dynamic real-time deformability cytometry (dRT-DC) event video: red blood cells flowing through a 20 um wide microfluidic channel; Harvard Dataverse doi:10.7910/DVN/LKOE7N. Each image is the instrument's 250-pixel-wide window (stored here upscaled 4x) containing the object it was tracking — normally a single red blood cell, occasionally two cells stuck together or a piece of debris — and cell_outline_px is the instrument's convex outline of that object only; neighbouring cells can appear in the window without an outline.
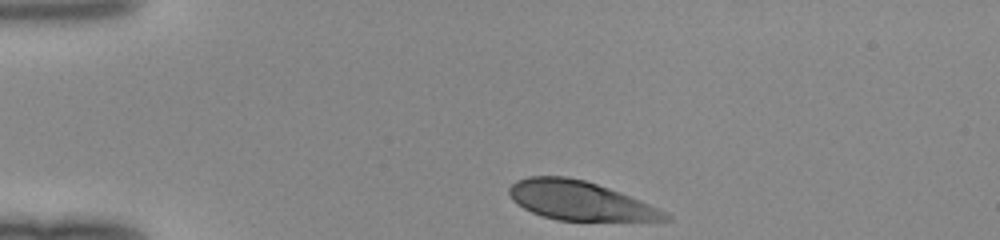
{"species": "human", "species_latin": "Homo sapiens", "temperature_condition": "room temperature", "stored_images_in_passage": 32, "camera_frame_rate_fps": 3000, "um_per_image_px": 0.085, "donor": {"sex": "female"}, "frame": {"image": 1, "passage_image": 1, "time_ms": 0.0, "image_size_px": [1000, 240], "cell_outline_px": [[672, 220], [556, 220], [532, 212], [524, 208], [512, 200], [508, 192], [508, 188], [516, 180], [528, 176], [568, 176], [584, 180], [620, 192], [640, 200], [672, 216]], "centroid_in_image_um": [49.23, 17.04], "position_along_channel_um": 35.8, "area_um2": 35.03}}
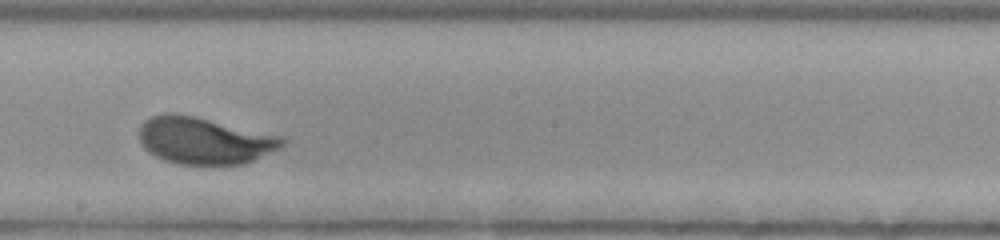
{"frame": {"image": 2, "passage_image": 19, "time_ms": 6.0, "image_size_px": [1000, 240], "cell_outline_px": [[288, 140], [280, 148], [244, 164], [180, 164], [164, 160], [148, 152], [144, 148], [140, 140], [140, 124], [144, 120], [152, 116], [164, 112], [172, 112], [196, 116], [280, 136]], "centroid_in_image_um": [17.34, 11.93], "position_along_channel_um": 230.9, "area_um2": 39.07}}
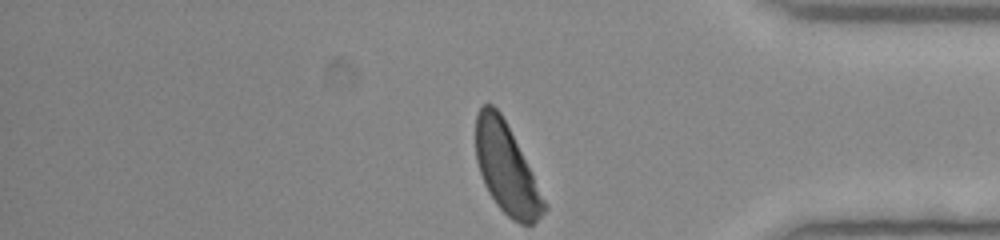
{"frame": {"image": 3, "passage_image": 32, "time_ms": 10.333, "image_size_px": [1000, 240], "cell_outline_px": [[548, 208], [532, 224], [520, 224], [512, 220], [496, 204], [488, 192], [484, 184], [476, 160], [476, 112], [484, 104], [492, 104], [500, 112], [548, 204]], "centroid_in_image_um": [43.03, 14.37], "position_along_channel_um": 392.2, "area_um2": 35.26}}